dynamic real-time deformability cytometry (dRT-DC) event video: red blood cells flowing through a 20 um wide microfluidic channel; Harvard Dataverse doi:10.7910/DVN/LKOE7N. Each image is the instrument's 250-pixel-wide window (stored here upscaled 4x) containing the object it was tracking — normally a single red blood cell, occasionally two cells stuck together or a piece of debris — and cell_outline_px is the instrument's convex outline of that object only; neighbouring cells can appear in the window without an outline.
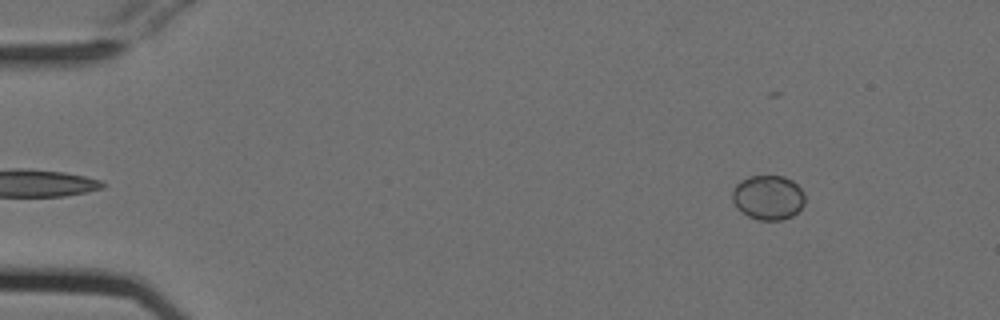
{"species": "Egyptian fruit bat (a non-hibernating species)", "species_latin": "Rousettus aegyptiacus", "temperature_condition": "cold", "stored_images_in_passage": 34, "camera_frame_rate_fps": 3000, "um_per_image_px": 0.085, "animal": {"sex": "female"}, "frame": {"image": 1, "passage_image": 2, "time_ms": 0.333, "image_size_px": [1000, 320], "cell_outline_px": [[804, 204], [792, 216], [784, 220], [760, 220], [748, 216], [736, 208], [732, 200], [732, 188], [740, 180], [748, 176], [784, 176], [792, 180], [804, 192]], "centroid_in_image_um": [65.26, 16.78], "position_along_channel_um": 19.7, "area_um2": 19.02}}
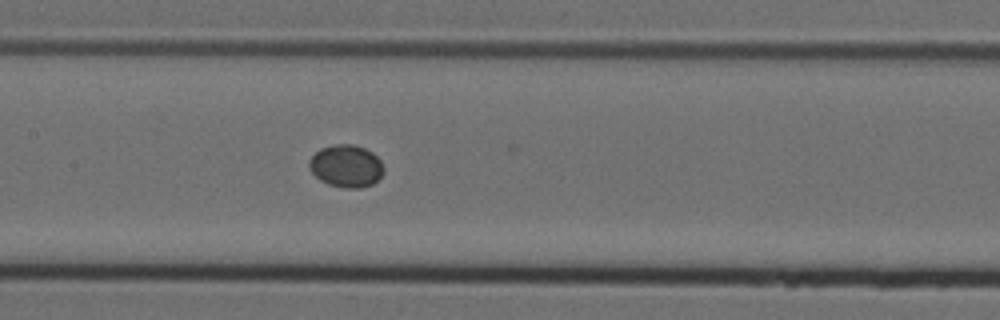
{"frame": {"image": 2, "passage_image": 22, "time_ms": 7.0, "image_size_px": [1000, 320], "cell_outline_px": [[384, 172], [372, 184], [360, 188], [344, 188], [328, 184], [320, 180], [308, 168], [308, 160], [320, 148], [336, 144], [352, 144], [364, 148], [372, 152], [380, 160], [384, 168]], "centroid_in_image_um": [29.41, 14.11], "position_along_channel_um": 178.0, "area_um2": 18.44}}
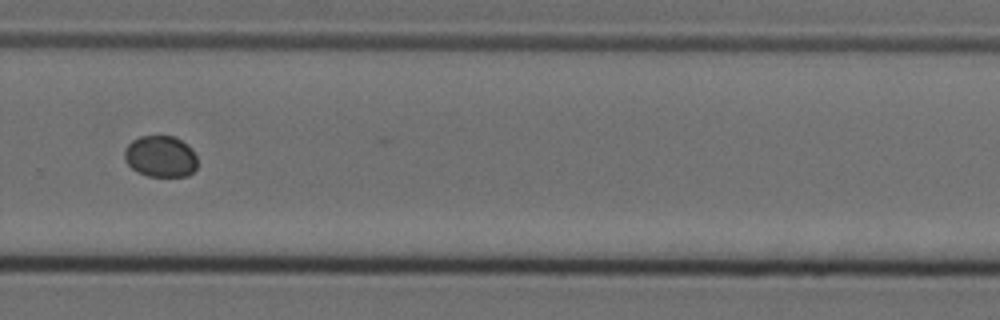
{"frame": {"image": 3, "passage_image": 33, "time_ms": 10.667, "image_size_px": [1000, 320], "cell_outline_px": [[196, 168], [188, 176], [148, 176], [136, 172], [124, 160], [124, 152], [128, 144], [132, 140], [140, 136], [172, 136], [180, 140], [196, 156]], "centroid_in_image_um": [13.6, 13.31], "position_along_channel_um": 316.2, "area_um2": 17.4}}